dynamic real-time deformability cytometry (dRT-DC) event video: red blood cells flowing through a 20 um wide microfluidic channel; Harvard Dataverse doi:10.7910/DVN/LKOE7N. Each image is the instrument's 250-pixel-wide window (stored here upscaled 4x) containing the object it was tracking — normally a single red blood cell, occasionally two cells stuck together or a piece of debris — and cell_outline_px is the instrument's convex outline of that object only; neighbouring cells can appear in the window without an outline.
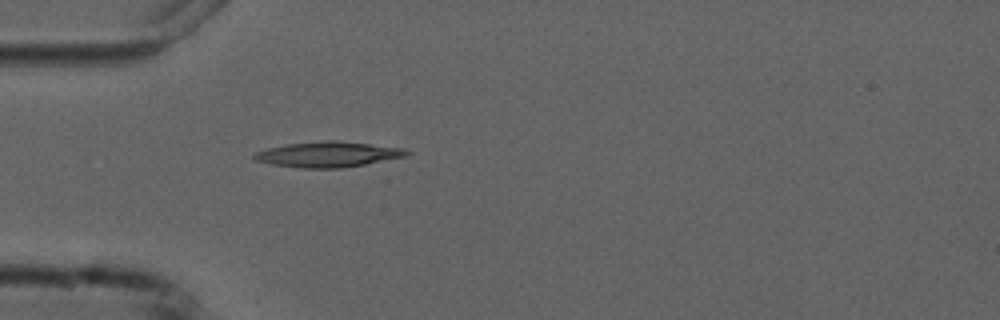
{"species": "common noctule bat (a hibernating species)", "species_latin": "Nyctalus noctula", "temperature_condition": "cold", "stored_images_in_passage": 1, "camera_frame_rate_fps": 3000, "um_per_image_px": 0.085, "animal": {"sex": "male", "forearm_length_mm": 52.5}, "frame": {"image": 1, "passage_image": 1, "time_ms": 0.0, "image_size_px": [1000, 320], "cell_outline_px": [[412, 152], [408, 156], [364, 164], [340, 168], [300, 168], [272, 164], [256, 160], [252, 156], [256, 152], [268, 148], [288, 144], [324, 140], [336, 140], [404, 148]], "centroid_in_image_um": [27.92, 13.12], "position_along_channel_um": 57.1, "area_um2": 22.48}}